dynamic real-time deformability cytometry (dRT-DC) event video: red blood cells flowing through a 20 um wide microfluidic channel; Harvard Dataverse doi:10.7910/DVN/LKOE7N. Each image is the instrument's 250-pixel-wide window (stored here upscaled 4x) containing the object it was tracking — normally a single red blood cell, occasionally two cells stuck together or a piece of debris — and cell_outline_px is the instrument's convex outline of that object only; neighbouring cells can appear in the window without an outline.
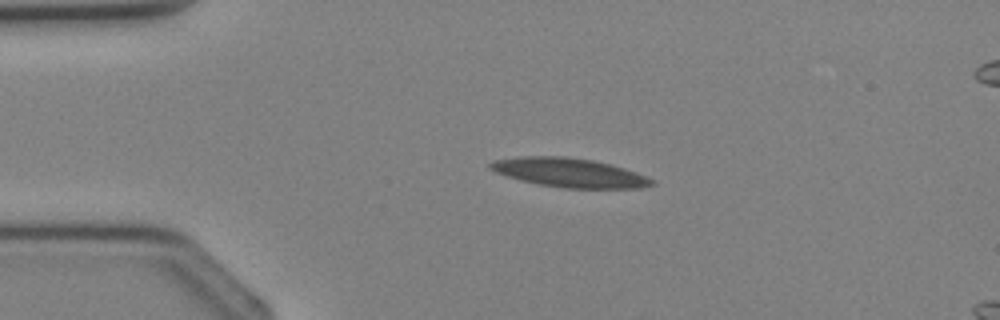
{"species": "Egyptian fruit bat (a non-hibernating species)", "species_latin": "Rousettus aegyptiacus", "temperature_condition": "cold", "stored_images_in_passage": 29, "camera_frame_rate_fps": 3000, "um_per_image_px": 0.085, "animal": {"sex": "female"}, "frame": {"image": 1, "passage_image": 1, "time_ms": 0.0, "image_size_px": [1000, 320], "cell_outline_px": [[656, 184], [640, 188], [564, 188], [540, 184], [520, 180], [496, 172], [488, 168], [488, 164], [492, 160], [520, 156], [564, 156], [592, 160], [612, 164], [636, 172], [656, 180]], "centroid_in_image_um": [48.41, 14.67], "position_along_channel_um": 36.6, "area_um2": 27.46}}
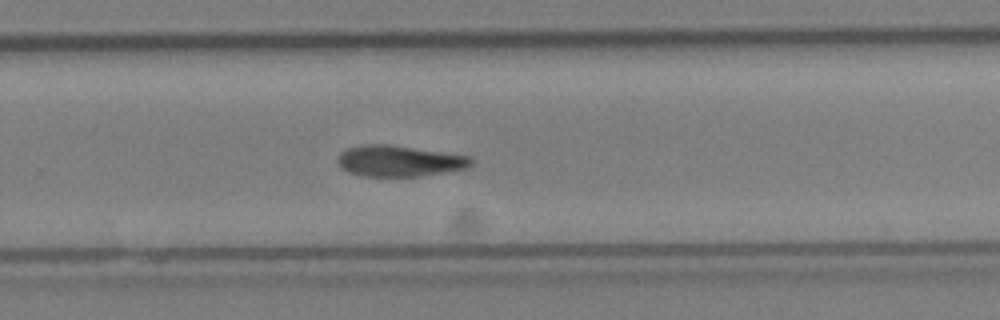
{"frame": {"image": 2, "passage_image": 17, "time_ms": 5.333, "image_size_px": [1000, 320], "cell_outline_px": [[476, 160], [468, 168], [420, 176], [364, 176], [348, 172], [340, 168], [336, 160], [336, 156], [340, 152], [348, 148], [364, 144], [392, 144], [468, 156]], "centroid_in_image_um": [33.91, 13.67], "position_along_channel_um": 295.9, "area_um2": 24.39}}
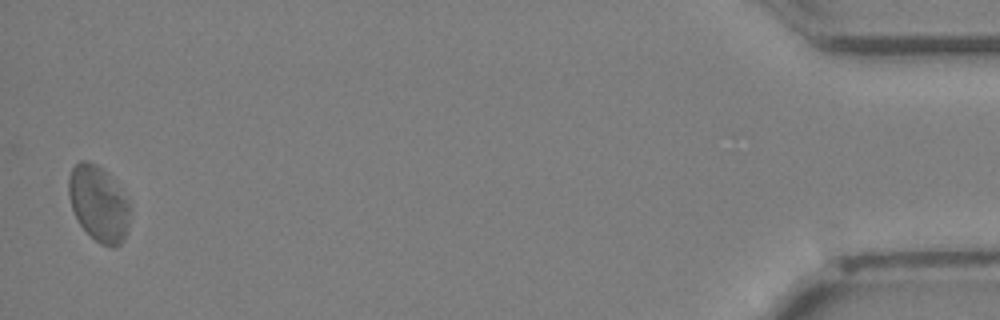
{"frame": {"image": 3, "passage_image": 29, "time_ms": 9.333, "image_size_px": [1000, 320], "cell_outline_px": [[132, 212], [124, 240], [120, 244], [112, 248], [100, 244], [80, 224], [72, 208], [68, 196], [68, 176], [72, 168], [80, 160], [88, 160], [96, 164], [108, 172], [132, 204]], "centroid_in_image_um": [8.42, 17.29], "position_along_channel_um": 426.8, "area_um2": 27.51}}